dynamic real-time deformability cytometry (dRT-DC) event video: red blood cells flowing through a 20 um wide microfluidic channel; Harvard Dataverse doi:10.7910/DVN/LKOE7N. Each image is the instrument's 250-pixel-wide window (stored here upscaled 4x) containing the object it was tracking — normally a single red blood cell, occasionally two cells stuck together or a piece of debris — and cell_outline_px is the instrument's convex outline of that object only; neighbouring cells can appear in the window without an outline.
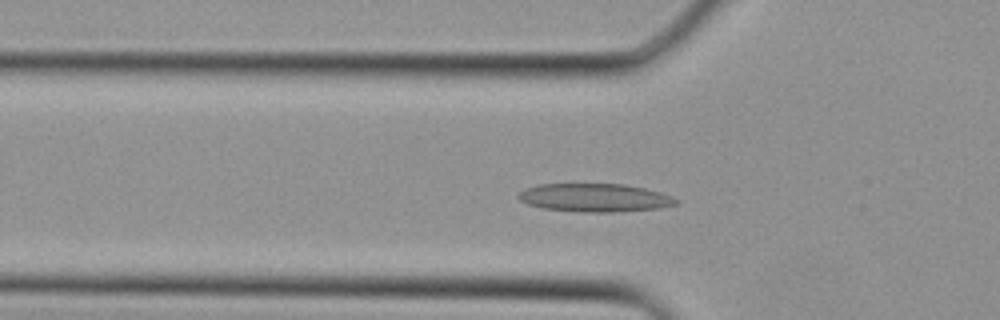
{"species": "Egyptian fruit bat (a non-hibernating species)", "species_latin": "Rousettus aegyptiacus", "temperature_condition": "cold", "stored_images_in_passage": 33, "camera_frame_rate_fps": 3000, "um_per_image_px": 0.085, "animal": {"sex": "female"}, "frame": {"image": 1, "passage_image": 9, "time_ms": 2.667, "image_size_px": [1000, 320], "cell_outline_px": [[676, 204], [660, 208], [616, 212], [576, 212], [544, 208], [528, 204], [520, 200], [516, 196], [520, 192], [528, 188], [540, 184], [624, 184], [644, 188], [660, 192], [672, 196], [676, 200]], "centroid_in_image_um": [50.55, 16.81], "position_along_channel_um": 75.2, "area_um2": 25.84}}
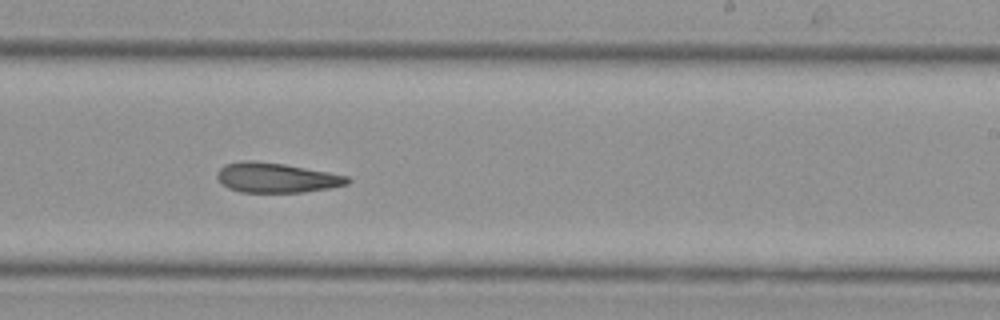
{"frame": {"image": 2, "passage_image": 19, "time_ms": 6.0, "image_size_px": [1000, 320], "cell_outline_px": [[352, 180], [348, 184], [332, 188], [304, 192], [240, 192], [228, 188], [216, 176], [220, 168], [224, 164], [244, 160], [248, 160], [284, 164], [328, 172], [348, 176]], "centroid_in_image_um": [23.52, 15.11], "position_along_channel_um": 265.5, "area_um2": 22.6}}
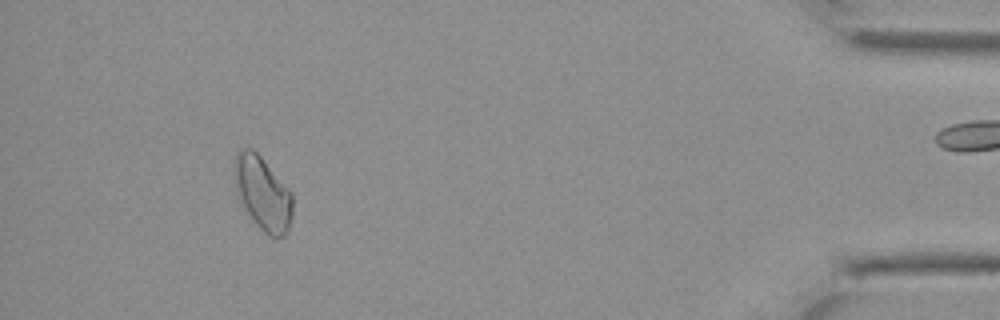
{"frame": {"image": 3, "passage_image": 30, "time_ms": 9.667, "image_size_px": [1000, 320], "cell_outline_px": [[292, 216], [288, 232], [284, 236], [276, 240], [268, 236], [256, 224], [240, 200], [236, 188], [232, 172], [236, 156], [240, 148], [252, 148], [260, 156], [292, 192]], "centroid_in_image_um": [22.34, 16.45], "position_along_channel_um": 412.9, "area_um2": 25.03}}